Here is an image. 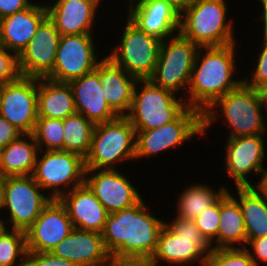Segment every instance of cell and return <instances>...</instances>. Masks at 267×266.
<instances>
[{
    "label": "cell",
    "mask_w": 267,
    "mask_h": 266,
    "mask_svg": "<svg viewBox=\"0 0 267 266\" xmlns=\"http://www.w3.org/2000/svg\"><path fill=\"white\" fill-rule=\"evenodd\" d=\"M150 211L142 198L130 208L108 214L101 236L115 266L148 262L155 252L166 221Z\"/></svg>",
    "instance_id": "obj_1"
},
{
    "label": "cell",
    "mask_w": 267,
    "mask_h": 266,
    "mask_svg": "<svg viewBox=\"0 0 267 266\" xmlns=\"http://www.w3.org/2000/svg\"><path fill=\"white\" fill-rule=\"evenodd\" d=\"M236 46L237 43H233L198 49L185 97L189 108L203 114L217 99L244 82L233 77L238 70Z\"/></svg>",
    "instance_id": "obj_2"
},
{
    "label": "cell",
    "mask_w": 267,
    "mask_h": 266,
    "mask_svg": "<svg viewBox=\"0 0 267 266\" xmlns=\"http://www.w3.org/2000/svg\"><path fill=\"white\" fill-rule=\"evenodd\" d=\"M265 117L267 115L263 114L258 90L243 82L203 112V135L205 136L211 124H215L219 118H224L223 122L230 127L227 138L266 134Z\"/></svg>",
    "instance_id": "obj_3"
},
{
    "label": "cell",
    "mask_w": 267,
    "mask_h": 266,
    "mask_svg": "<svg viewBox=\"0 0 267 266\" xmlns=\"http://www.w3.org/2000/svg\"><path fill=\"white\" fill-rule=\"evenodd\" d=\"M227 3L226 0H192L180 13L179 33L199 47L238 43L234 21L227 17Z\"/></svg>",
    "instance_id": "obj_4"
},
{
    "label": "cell",
    "mask_w": 267,
    "mask_h": 266,
    "mask_svg": "<svg viewBox=\"0 0 267 266\" xmlns=\"http://www.w3.org/2000/svg\"><path fill=\"white\" fill-rule=\"evenodd\" d=\"M212 250V245L198 230L194 220L175 217L171 222L166 220L155 252L147 263L158 266H188L198 262L199 266H203L207 254Z\"/></svg>",
    "instance_id": "obj_5"
},
{
    "label": "cell",
    "mask_w": 267,
    "mask_h": 266,
    "mask_svg": "<svg viewBox=\"0 0 267 266\" xmlns=\"http://www.w3.org/2000/svg\"><path fill=\"white\" fill-rule=\"evenodd\" d=\"M133 160L136 130L126 116L95 125L91 149L85 158L86 169H117V164Z\"/></svg>",
    "instance_id": "obj_6"
},
{
    "label": "cell",
    "mask_w": 267,
    "mask_h": 266,
    "mask_svg": "<svg viewBox=\"0 0 267 266\" xmlns=\"http://www.w3.org/2000/svg\"><path fill=\"white\" fill-rule=\"evenodd\" d=\"M187 107L185 99L176 93L150 79H138L126 117L135 130H151L174 121Z\"/></svg>",
    "instance_id": "obj_7"
},
{
    "label": "cell",
    "mask_w": 267,
    "mask_h": 266,
    "mask_svg": "<svg viewBox=\"0 0 267 266\" xmlns=\"http://www.w3.org/2000/svg\"><path fill=\"white\" fill-rule=\"evenodd\" d=\"M44 192L32 175L4 177L0 212L9 215L5 219L8 229L25 232L34 223L52 200Z\"/></svg>",
    "instance_id": "obj_8"
},
{
    "label": "cell",
    "mask_w": 267,
    "mask_h": 266,
    "mask_svg": "<svg viewBox=\"0 0 267 266\" xmlns=\"http://www.w3.org/2000/svg\"><path fill=\"white\" fill-rule=\"evenodd\" d=\"M199 48L180 33L165 39L160 46L154 73L149 79L161 88L186 97Z\"/></svg>",
    "instance_id": "obj_9"
},
{
    "label": "cell",
    "mask_w": 267,
    "mask_h": 266,
    "mask_svg": "<svg viewBox=\"0 0 267 266\" xmlns=\"http://www.w3.org/2000/svg\"><path fill=\"white\" fill-rule=\"evenodd\" d=\"M85 159L65 150H39L32 176L52 199L85 183ZM69 189V190H68Z\"/></svg>",
    "instance_id": "obj_10"
},
{
    "label": "cell",
    "mask_w": 267,
    "mask_h": 266,
    "mask_svg": "<svg viewBox=\"0 0 267 266\" xmlns=\"http://www.w3.org/2000/svg\"><path fill=\"white\" fill-rule=\"evenodd\" d=\"M118 45L107 56L137 79H149L158 61L162 40L140 30L127 17Z\"/></svg>",
    "instance_id": "obj_11"
},
{
    "label": "cell",
    "mask_w": 267,
    "mask_h": 266,
    "mask_svg": "<svg viewBox=\"0 0 267 266\" xmlns=\"http://www.w3.org/2000/svg\"><path fill=\"white\" fill-rule=\"evenodd\" d=\"M197 136H203L202 113L187 107L174 121L159 128L136 130V159L159 156Z\"/></svg>",
    "instance_id": "obj_12"
},
{
    "label": "cell",
    "mask_w": 267,
    "mask_h": 266,
    "mask_svg": "<svg viewBox=\"0 0 267 266\" xmlns=\"http://www.w3.org/2000/svg\"><path fill=\"white\" fill-rule=\"evenodd\" d=\"M93 35H61L54 68L46 77L57 82L69 83L95 70L100 59L97 56Z\"/></svg>",
    "instance_id": "obj_13"
},
{
    "label": "cell",
    "mask_w": 267,
    "mask_h": 266,
    "mask_svg": "<svg viewBox=\"0 0 267 266\" xmlns=\"http://www.w3.org/2000/svg\"><path fill=\"white\" fill-rule=\"evenodd\" d=\"M265 134L227 138L224 153V170L236 187L253 186L250 174L259 177L265 168ZM249 176V177H248Z\"/></svg>",
    "instance_id": "obj_14"
},
{
    "label": "cell",
    "mask_w": 267,
    "mask_h": 266,
    "mask_svg": "<svg viewBox=\"0 0 267 266\" xmlns=\"http://www.w3.org/2000/svg\"><path fill=\"white\" fill-rule=\"evenodd\" d=\"M0 115L22 134H33L38 119L37 77L20 76L1 86Z\"/></svg>",
    "instance_id": "obj_15"
},
{
    "label": "cell",
    "mask_w": 267,
    "mask_h": 266,
    "mask_svg": "<svg viewBox=\"0 0 267 266\" xmlns=\"http://www.w3.org/2000/svg\"><path fill=\"white\" fill-rule=\"evenodd\" d=\"M121 172L120 169H86L85 183L109 214L130 208L143 198L136 185Z\"/></svg>",
    "instance_id": "obj_16"
},
{
    "label": "cell",
    "mask_w": 267,
    "mask_h": 266,
    "mask_svg": "<svg viewBox=\"0 0 267 266\" xmlns=\"http://www.w3.org/2000/svg\"><path fill=\"white\" fill-rule=\"evenodd\" d=\"M61 34L47 16L39 25L27 47L18 56L23 77H46L54 68Z\"/></svg>",
    "instance_id": "obj_17"
},
{
    "label": "cell",
    "mask_w": 267,
    "mask_h": 266,
    "mask_svg": "<svg viewBox=\"0 0 267 266\" xmlns=\"http://www.w3.org/2000/svg\"><path fill=\"white\" fill-rule=\"evenodd\" d=\"M74 229L66 208L52 199L25 231L27 251L50 252Z\"/></svg>",
    "instance_id": "obj_18"
},
{
    "label": "cell",
    "mask_w": 267,
    "mask_h": 266,
    "mask_svg": "<svg viewBox=\"0 0 267 266\" xmlns=\"http://www.w3.org/2000/svg\"><path fill=\"white\" fill-rule=\"evenodd\" d=\"M127 17L140 30L164 41L180 30V13L169 3L156 0H128Z\"/></svg>",
    "instance_id": "obj_19"
},
{
    "label": "cell",
    "mask_w": 267,
    "mask_h": 266,
    "mask_svg": "<svg viewBox=\"0 0 267 266\" xmlns=\"http://www.w3.org/2000/svg\"><path fill=\"white\" fill-rule=\"evenodd\" d=\"M50 252L76 266H115L106 251L101 233L74 228Z\"/></svg>",
    "instance_id": "obj_20"
},
{
    "label": "cell",
    "mask_w": 267,
    "mask_h": 266,
    "mask_svg": "<svg viewBox=\"0 0 267 266\" xmlns=\"http://www.w3.org/2000/svg\"><path fill=\"white\" fill-rule=\"evenodd\" d=\"M103 0H56L46 4L48 17L61 35L93 34ZM101 3V4H100ZM97 14V15H96Z\"/></svg>",
    "instance_id": "obj_21"
},
{
    "label": "cell",
    "mask_w": 267,
    "mask_h": 266,
    "mask_svg": "<svg viewBox=\"0 0 267 266\" xmlns=\"http://www.w3.org/2000/svg\"><path fill=\"white\" fill-rule=\"evenodd\" d=\"M58 200L66 208L74 228L102 232L109 213L86 183L63 194Z\"/></svg>",
    "instance_id": "obj_22"
},
{
    "label": "cell",
    "mask_w": 267,
    "mask_h": 266,
    "mask_svg": "<svg viewBox=\"0 0 267 266\" xmlns=\"http://www.w3.org/2000/svg\"><path fill=\"white\" fill-rule=\"evenodd\" d=\"M74 96L75 108L94 125L114 120L118 115L105 100L104 86L99 74L93 70L69 82Z\"/></svg>",
    "instance_id": "obj_23"
},
{
    "label": "cell",
    "mask_w": 267,
    "mask_h": 266,
    "mask_svg": "<svg viewBox=\"0 0 267 266\" xmlns=\"http://www.w3.org/2000/svg\"><path fill=\"white\" fill-rule=\"evenodd\" d=\"M45 5L35 2L23 11L0 19V45L19 56L48 16Z\"/></svg>",
    "instance_id": "obj_24"
},
{
    "label": "cell",
    "mask_w": 267,
    "mask_h": 266,
    "mask_svg": "<svg viewBox=\"0 0 267 266\" xmlns=\"http://www.w3.org/2000/svg\"><path fill=\"white\" fill-rule=\"evenodd\" d=\"M95 71L104 86L105 100L118 116H126L131 108L137 78L128 74L108 56L98 62Z\"/></svg>",
    "instance_id": "obj_25"
},
{
    "label": "cell",
    "mask_w": 267,
    "mask_h": 266,
    "mask_svg": "<svg viewBox=\"0 0 267 266\" xmlns=\"http://www.w3.org/2000/svg\"><path fill=\"white\" fill-rule=\"evenodd\" d=\"M37 109L38 117L62 120L76 113L70 84L47 77L37 78Z\"/></svg>",
    "instance_id": "obj_26"
},
{
    "label": "cell",
    "mask_w": 267,
    "mask_h": 266,
    "mask_svg": "<svg viewBox=\"0 0 267 266\" xmlns=\"http://www.w3.org/2000/svg\"><path fill=\"white\" fill-rule=\"evenodd\" d=\"M231 190L228 187L227 191L220 197L217 249L245 248L247 245V234L242 211L237 200L231 195Z\"/></svg>",
    "instance_id": "obj_27"
},
{
    "label": "cell",
    "mask_w": 267,
    "mask_h": 266,
    "mask_svg": "<svg viewBox=\"0 0 267 266\" xmlns=\"http://www.w3.org/2000/svg\"><path fill=\"white\" fill-rule=\"evenodd\" d=\"M38 153L34 135L21 134L2 149L3 177L32 175Z\"/></svg>",
    "instance_id": "obj_28"
},
{
    "label": "cell",
    "mask_w": 267,
    "mask_h": 266,
    "mask_svg": "<svg viewBox=\"0 0 267 266\" xmlns=\"http://www.w3.org/2000/svg\"><path fill=\"white\" fill-rule=\"evenodd\" d=\"M237 196L231 194L240 205L245 222L247 242L267 236V201L254 188L236 187ZM238 197V199H237Z\"/></svg>",
    "instance_id": "obj_29"
},
{
    "label": "cell",
    "mask_w": 267,
    "mask_h": 266,
    "mask_svg": "<svg viewBox=\"0 0 267 266\" xmlns=\"http://www.w3.org/2000/svg\"><path fill=\"white\" fill-rule=\"evenodd\" d=\"M227 186L222 185L217 191L204 183H189V187L180 193L176 201L177 214L175 217L194 220L205 208L212 206L226 191Z\"/></svg>",
    "instance_id": "obj_30"
},
{
    "label": "cell",
    "mask_w": 267,
    "mask_h": 266,
    "mask_svg": "<svg viewBox=\"0 0 267 266\" xmlns=\"http://www.w3.org/2000/svg\"><path fill=\"white\" fill-rule=\"evenodd\" d=\"M63 125V150L78 154L85 159L91 149L95 125L78 112L63 119Z\"/></svg>",
    "instance_id": "obj_31"
},
{
    "label": "cell",
    "mask_w": 267,
    "mask_h": 266,
    "mask_svg": "<svg viewBox=\"0 0 267 266\" xmlns=\"http://www.w3.org/2000/svg\"><path fill=\"white\" fill-rule=\"evenodd\" d=\"M26 234L7 229L0 236V266H26Z\"/></svg>",
    "instance_id": "obj_32"
},
{
    "label": "cell",
    "mask_w": 267,
    "mask_h": 266,
    "mask_svg": "<svg viewBox=\"0 0 267 266\" xmlns=\"http://www.w3.org/2000/svg\"><path fill=\"white\" fill-rule=\"evenodd\" d=\"M63 128L62 119L38 117L33 135L39 150H63Z\"/></svg>",
    "instance_id": "obj_33"
},
{
    "label": "cell",
    "mask_w": 267,
    "mask_h": 266,
    "mask_svg": "<svg viewBox=\"0 0 267 266\" xmlns=\"http://www.w3.org/2000/svg\"><path fill=\"white\" fill-rule=\"evenodd\" d=\"M203 266H256L245 248L213 249Z\"/></svg>",
    "instance_id": "obj_34"
},
{
    "label": "cell",
    "mask_w": 267,
    "mask_h": 266,
    "mask_svg": "<svg viewBox=\"0 0 267 266\" xmlns=\"http://www.w3.org/2000/svg\"><path fill=\"white\" fill-rule=\"evenodd\" d=\"M220 198L210 207L205 208L195 219L198 230L205 239L217 249V231L220 223Z\"/></svg>",
    "instance_id": "obj_35"
},
{
    "label": "cell",
    "mask_w": 267,
    "mask_h": 266,
    "mask_svg": "<svg viewBox=\"0 0 267 266\" xmlns=\"http://www.w3.org/2000/svg\"><path fill=\"white\" fill-rule=\"evenodd\" d=\"M262 31H263V41L262 45H260V49L258 50V56L256 61V65L254 64L253 69L251 71V76H245L244 83L252 87L254 89H259L261 87L267 86V21H262ZM255 68V69H254ZM250 78V79H249Z\"/></svg>",
    "instance_id": "obj_36"
},
{
    "label": "cell",
    "mask_w": 267,
    "mask_h": 266,
    "mask_svg": "<svg viewBox=\"0 0 267 266\" xmlns=\"http://www.w3.org/2000/svg\"><path fill=\"white\" fill-rule=\"evenodd\" d=\"M20 76L18 56L0 45V86L13 82Z\"/></svg>",
    "instance_id": "obj_37"
},
{
    "label": "cell",
    "mask_w": 267,
    "mask_h": 266,
    "mask_svg": "<svg viewBox=\"0 0 267 266\" xmlns=\"http://www.w3.org/2000/svg\"><path fill=\"white\" fill-rule=\"evenodd\" d=\"M26 266H76L67 259L55 256L52 252L27 251Z\"/></svg>",
    "instance_id": "obj_38"
},
{
    "label": "cell",
    "mask_w": 267,
    "mask_h": 266,
    "mask_svg": "<svg viewBox=\"0 0 267 266\" xmlns=\"http://www.w3.org/2000/svg\"><path fill=\"white\" fill-rule=\"evenodd\" d=\"M245 249L249 252L256 266L262 262L267 263V236L251 239L247 242Z\"/></svg>",
    "instance_id": "obj_39"
},
{
    "label": "cell",
    "mask_w": 267,
    "mask_h": 266,
    "mask_svg": "<svg viewBox=\"0 0 267 266\" xmlns=\"http://www.w3.org/2000/svg\"><path fill=\"white\" fill-rule=\"evenodd\" d=\"M33 3L31 0H0V19L23 11Z\"/></svg>",
    "instance_id": "obj_40"
},
{
    "label": "cell",
    "mask_w": 267,
    "mask_h": 266,
    "mask_svg": "<svg viewBox=\"0 0 267 266\" xmlns=\"http://www.w3.org/2000/svg\"><path fill=\"white\" fill-rule=\"evenodd\" d=\"M21 134L20 130L0 115V148H5L11 141L18 138Z\"/></svg>",
    "instance_id": "obj_41"
},
{
    "label": "cell",
    "mask_w": 267,
    "mask_h": 266,
    "mask_svg": "<svg viewBox=\"0 0 267 266\" xmlns=\"http://www.w3.org/2000/svg\"><path fill=\"white\" fill-rule=\"evenodd\" d=\"M257 182L253 183L254 185L251 186L255 189V191L267 201V168H264L260 174Z\"/></svg>",
    "instance_id": "obj_42"
},
{
    "label": "cell",
    "mask_w": 267,
    "mask_h": 266,
    "mask_svg": "<svg viewBox=\"0 0 267 266\" xmlns=\"http://www.w3.org/2000/svg\"><path fill=\"white\" fill-rule=\"evenodd\" d=\"M156 1L167 2L171 6H173L179 13H181L191 3L192 0H156Z\"/></svg>",
    "instance_id": "obj_43"
},
{
    "label": "cell",
    "mask_w": 267,
    "mask_h": 266,
    "mask_svg": "<svg viewBox=\"0 0 267 266\" xmlns=\"http://www.w3.org/2000/svg\"><path fill=\"white\" fill-rule=\"evenodd\" d=\"M258 94L261 101V107L264 114V111H267V86L261 87L258 89ZM266 109V110H265Z\"/></svg>",
    "instance_id": "obj_44"
},
{
    "label": "cell",
    "mask_w": 267,
    "mask_h": 266,
    "mask_svg": "<svg viewBox=\"0 0 267 266\" xmlns=\"http://www.w3.org/2000/svg\"><path fill=\"white\" fill-rule=\"evenodd\" d=\"M258 1H259V3H261V6H262L263 9L260 12L261 15L259 14L257 19L253 18V19H255L253 21L258 22V20H259V23H260L261 21H266L267 20V0H258Z\"/></svg>",
    "instance_id": "obj_45"
},
{
    "label": "cell",
    "mask_w": 267,
    "mask_h": 266,
    "mask_svg": "<svg viewBox=\"0 0 267 266\" xmlns=\"http://www.w3.org/2000/svg\"><path fill=\"white\" fill-rule=\"evenodd\" d=\"M1 216V214H0ZM8 229L7 223L5 221V218L0 217V236Z\"/></svg>",
    "instance_id": "obj_46"
},
{
    "label": "cell",
    "mask_w": 267,
    "mask_h": 266,
    "mask_svg": "<svg viewBox=\"0 0 267 266\" xmlns=\"http://www.w3.org/2000/svg\"><path fill=\"white\" fill-rule=\"evenodd\" d=\"M3 183H4V177L0 176V210L2 206Z\"/></svg>",
    "instance_id": "obj_47"
},
{
    "label": "cell",
    "mask_w": 267,
    "mask_h": 266,
    "mask_svg": "<svg viewBox=\"0 0 267 266\" xmlns=\"http://www.w3.org/2000/svg\"><path fill=\"white\" fill-rule=\"evenodd\" d=\"M3 160H2V148H0V176H3Z\"/></svg>",
    "instance_id": "obj_48"
},
{
    "label": "cell",
    "mask_w": 267,
    "mask_h": 266,
    "mask_svg": "<svg viewBox=\"0 0 267 266\" xmlns=\"http://www.w3.org/2000/svg\"><path fill=\"white\" fill-rule=\"evenodd\" d=\"M136 266H158V265H153V264L144 262V263L137 264Z\"/></svg>",
    "instance_id": "obj_49"
}]
</instances>
